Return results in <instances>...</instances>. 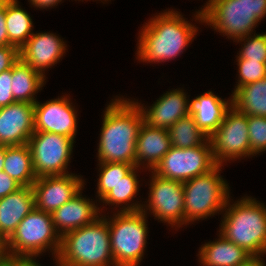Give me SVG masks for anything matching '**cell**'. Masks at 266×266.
Segmentation results:
<instances>
[{"label":"cell","mask_w":266,"mask_h":266,"mask_svg":"<svg viewBox=\"0 0 266 266\" xmlns=\"http://www.w3.org/2000/svg\"><path fill=\"white\" fill-rule=\"evenodd\" d=\"M144 122L140 106L117 97L105 108L98 145L99 163L118 162L136 166L135 148Z\"/></svg>","instance_id":"6da1fadb"},{"label":"cell","mask_w":266,"mask_h":266,"mask_svg":"<svg viewBox=\"0 0 266 266\" xmlns=\"http://www.w3.org/2000/svg\"><path fill=\"white\" fill-rule=\"evenodd\" d=\"M142 27L137 58L148 63H161L176 58L188 47L198 31V27L185 21L180 12L173 10L155 15Z\"/></svg>","instance_id":"7a4b0ae2"},{"label":"cell","mask_w":266,"mask_h":266,"mask_svg":"<svg viewBox=\"0 0 266 266\" xmlns=\"http://www.w3.org/2000/svg\"><path fill=\"white\" fill-rule=\"evenodd\" d=\"M227 199L219 233L252 256L266 254V207L256 198L243 197L230 204ZM228 207V208H227Z\"/></svg>","instance_id":"3957f363"},{"label":"cell","mask_w":266,"mask_h":266,"mask_svg":"<svg viewBox=\"0 0 266 266\" xmlns=\"http://www.w3.org/2000/svg\"><path fill=\"white\" fill-rule=\"evenodd\" d=\"M57 262L59 266H115L106 216L64 234Z\"/></svg>","instance_id":"277c9868"},{"label":"cell","mask_w":266,"mask_h":266,"mask_svg":"<svg viewBox=\"0 0 266 266\" xmlns=\"http://www.w3.org/2000/svg\"><path fill=\"white\" fill-rule=\"evenodd\" d=\"M61 236L56 232L51 213L34 208L5 241L7 257L37 258L46 249L57 259Z\"/></svg>","instance_id":"5b68a950"},{"label":"cell","mask_w":266,"mask_h":266,"mask_svg":"<svg viewBox=\"0 0 266 266\" xmlns=\"http://www.w3.org/2000/svg\"><path fill=\"white\" fill-rule=\"evenodd\" d=\"M117 212L107 219L115 266H138L147 243L146 213Z\"/></svg>","instance_id":"8992f818"},{"label":"cell","mask_w":266,"mask_h":266,"mask_svg":"<svg viewBox=\"0 0 266 266\" xmlns=\"http://www.w3.org/2000/svg\"><path fill=\"white\" fill-rule=\"evenodd\" d=\"M222 166L217 164L208 173L183 182L185 224L224 211L230 189L220 175Z\"/></svg>","instance_id":"52a82bcc"},{"label":"cell","mask_w":266,"mask_h":266,"mask_svg":"<svg viewBox=\"0 0 266 266\" xmlns=\"http://www.w3.org/2000/svg\"><path fill=\"white\" fill-rule=\"evenodd\" d=\"M206 3L194 15L196 21L207 23L232 40L250 35L258 22H261L251 13L246 0H208Z\"/></svg>","instance_id":"ba28073f"},{"label":"cell","mask_w":266,"mask_h":266,"mask_svg":"<svg viewBox=\"0 0 266 266\" xmlns=\"http://www.w3.org/2000/svg\"><path fill=\"white\" fill-rule=\"evenodd\" d=\"M216 165L208 139L196 147L182 149L171 146L153 172L170 180L185 182L208 173Z\"/></svg>","instance_id":"9c48e42d"},{"label":"cell","mask_w":266,"mask_h":266,"mask_svg":"<svg viewBox=\"0 0 266 266\" xmlns=\"http://www.w3.org/2000/svg\"><path fill=\"white\" fill-rule=\"evenodd\" d=\"M74 142L72 138L60 134L34 132L29 138L28 145L37 178L68 174L66 169Z\"/></svg>","instance_id":"30bf717a"},{"label":"cell","mask_w":266,"mask_h":266,"mask_svg":"<svg viewBox=\"0 0 266 266\" xmlns=\"http://www.w3.org/2000/svg\"><path fill=\"white\" fill-rule=\"evenodd\" d=\"M208 139L214 161L218 165L251 156L247 115L233 106L226 112L219 128Z\"/></svg>","instance_id":"8fae6325"},{"label":"cell","mask_w":266,"mask_h":266,"mask_svg":"<svg viewBox=\"0 0 266 266\" xmlns=\"http://www.w3.org/2000/svg\"><path fill=\"white\" fill-rule=\"evenodd\" d=\"M151 172L148 204H144L141 210L146 214L149 210L153 213L154 219L158 218L169 226L180 228L181 225H185L183 182L170 180Z\"/></svg>","instance_id":"7c38bea8"},{"label":"cell","mask_w":266,"mask_h":266,"mask_svg":"<svg viewBox=\"0 0 266 266\" xmlns=\"http://www.w3.org/2000/svg\"><path fill=\"white\" fill-rule=\"evenodd\" d=\"M83 187L84 180L72 173L39 177L32 185L35 208L52 213L82 191Z\"/></svg>","instance_id":"4fadbf2b"},{"label":"cell","mask_w":266,"mask_h":266,"mask_svg":"<svg viewBox=\"0 0 266 266\" xmlns=\"http://www.w3.org/2000/svg\"><path fill=\"white\" fill-rule=\"evenodd\" d=\"M67 96L34 104L35 132H52L75 139L77 112Z\"/></svg>","instance_id":"5bb4252c"},{"label":"cell","mask_w":266,"mask_h":266,"mask_svg":"<svg viewBox=\"0 0 266 266\" xmlns=\"http://www.w3.org/2000/svg\"><path fill=\"white\" fill-rule=\"evenodd\" d=\"M35 132L34 104L14 102L0 107V145L28 144Z\"/></svg>","instance_id":"9a60e30c"},{"label":"cell","mask_w":266,"mask_h":266,"mask_svg":"<svg viewBox=\"0 0 266 266\" xmlns=\"http://www.w3.org/2000/svg\"><path fill=\"white\" fill-rule=\"evenodd\" d=\"M66 47L65 42L53 33H33L20 49V58L45 76V70L63 57Z\"/></svg>","instance_id":"2e32d148"},{"label":"cell","mask_w":266,"mask_h":266,"mask_svg":"<svg viewBox=\"0 0 266 266\" xmlns=\"http://www.w3.org/2000/svg\"><path fill=\"white\" fill-rule=\"evenodd\" d=\"M136 103L142 110L144 122L154 128L168 129L179 119L189 115V98L182 89L167 91L149 108Z\"/></svg>","instance_id":"e0dca14e"},{"label":"cell","mask_w":266,"mask_h":266,"mask_svg":"<svg viewBox=\"0 0 266 266\" xmlns=\"http://www.w3.org/2000/svg\"><path fill=\"white\" fill-rule=\"evenodd\" d=\"M80 191L71 200L51 213L56 232L62 237L69 231L81 228L99 218L100 208ZM99 212V213H98Z\"/></svg>","instance_id":"ac0fdd59"},{"label":"cell","mask_w":266,"mask_h":266,"mask_svg":"<svg viewBox=\"0 0 266 266\" xmlns=\"http://www.w3.org/2000/svg\"><path fill=\"white\" fill-rule=\"evenodd\" d=\"M34 208V193L29 186L0 198V238L5 242Z\"/></svg>","instance_id":"d6986e66"},{"label":"cell","mask_w":266,"mask_h":266,"mask_svg":"<svg viewBox=\"0 0 266 266\" xmlns=\"http://www.w3.org/2000/svg\"><path fill=\"white\" fill-rule=\"evenodd\" d=\"M232 107V99H224L212 91L205 92L189 101V115L193 116L199 129L209 137L222 123L226 112Z\"/></svg>","instance_id":"ffe728a7"},{"label":"cell","mask_w":266,"mask_h":266,"mask_svg":"<svg viewBox=\"0 0 266 266\" xmlns=\"http://www.w3.org/2000/svg\"><path fill=\"white\" fill-rule=\"evenodd\" d=\"M170 148L171 141L167 129L154 128L143 122L136 141V166L141 169L140 165L143 166L147 161L146 168H149V171L154 170Z\"/></svg>","instance_id":"44dd1931"},{"label":"cell","mask_w":266,"mask_h":266,"mask_svg":"<svg viewBox=\"0 0 266 266\" xmlns=\"http://www.w3.org/2000/svg\"><path fill=\"white\" fill-rule=\"evenodd\" d=\"M199 262L203 266H238L253 256L245 249L225 239L219 233V239L200 247Z\"/></svg>","instance_id":"7402d4cb"},{"label":"cell","mask_w":266,"mask_h":266,"mask_svg":"<svg viewBox=\"0 0 266 266\" xmlns=\"http://www.w3.org/2000/svg\"><path fill=\"white\" fill-rule=\"evenodd\" d=\"M45 77L21 58L12 67V95L16 102H37L35 94L44 86Z\"/></svg>","instance_id":"603a6c76"},{"label":"cell","mask_w":266,"mask_h":266,"mask_svg":"<svg viewBox=\"0 0 266 266\" xmlns=\"http://www.w3.org/2000/svg\"><path fill=\"white\" fill-rule=\"evenodd\" d=\"M3 172L21 186L32 187L37 176L34 173L32 154L28 144L6 146Z\"/></svg>","instance_id":"cb8c5ba5"},{"label":"cell","mask_w":266,"mask_h":266,"mask_svg":"<svg viewBox=\"0 0 266 266\" xmlns=\"http://www.w3.org/2000/svg\"><path fill=\"white\" fill-rule=\"evenodd\" d=\"M232 106L242 114L266 117V77L232 92Z\"/></svg>","instance_id":"d4e9b609"},{"label":"cell","mask_w":266,"mask_h":266,"mask_svg":"<svg viewBox=\"0 0 266 266\" xmlns=\"http://www.w3.org/2000/svg\"><path fill=\"white\" fill-rule=\"evenodd\" d=\"M5 17L8 33V45L19 50L33 34V22L30 15L19 6L18 0L5 1Z\"/></svg>","instance_id":"484cf974"},{"label":"cell","mask_w":266,"mask_h":266,"mask_svg":"<svg viewBox=\"0 0 266 266\" xmlns=\"http://www.w3.org/2000/svg\"><path fill=\"white\" fill-rule=\"evenodd\" d=\"M139 167L135 166L125 177L118 181L113 189L108 192L100 201L107 205L122 206L120 212H135L142 209L143 204L137 202L130 204L137 195L139 189V181L136 172ZM136 170V171H135ZM129 203V204H128ZM127 205V206H126Z\"/></svg>","instance_id":"4316f807"},{"label":"cell","mask_w":266,"mask_h":266,"mask_svg":"<svg viewBox=\"0 0 266 266\" xmlns=\"http://www.w3.org/2000/svg\"><path fill=\"white\" fill-rule=\"evenodd\" d=\"M167 130L171 146L182 149L203 145L209 138L199 129L195 119L190 115L179 119Z\"/></svg>","instance_id":"83f0119b"},{"label":"cell","mask_w":266,"mask_h":266,"mask_svg":"<svg viewBox=\"0 0 266 266\" xmlns=\"http://www.w3.org/2000/svg\"><path fill=\"white\" fill-rule=\"evenodd\" d=\"M97 197L102 199L108 192L113 189V186L125 177L135 166L128 163L105 162L99 163Z\"/></svg>","instance_id":"f1b7e54d"},{"label":"cell","mask_w":266,"mask_h":266,"mask_svg":"<svg viewBox=\"0 0 266 266\" xmlns=\"http://www.w3.org/2000/svg\"><path fill=\"white\" fill-rule=\"evenodd\" d=\"M247 35L243 38L235 40L243 42V47L239 51V58L246 60H254L261 63H266V36L265 34Z\"/></svg>","instance_id":"f546056e"},{"label":"cell","mask_w":266,"mask_h":266,"mask_svg":"<svg viewBox=\"0 0 266 266\" xmlns=\"http://www.w3.org/2000/svg\"><path fill=\"white\" fill-rule=\"evenodd\" d=\"M251 155L266 151V117L247 115Z\"/></svg>","instance_id":"4dcf8cb0"},{"label":"cell","mask_w":266,"mask_h":266,"mask_svg":"<svg viewBox=\"0 0 266 266\" xmlns=\"http://www.w3.org/2000/svg\"><path fill=\"white\" fill-rule=\"evenodd\" d=\"M238 68V84L234 91L244 85L259 81L266 77V63L257 62L254 60H246L237 57Z\"/></svg>","instance_id":"1f68e13d"},{"label":"cell","mask_w":266,"mask_h":266,"mask_svg":"<svg viewBox=\"0 0 266 266\" xmlns=\"http://www.w3.org/2000/svg\"><path fill=\"white\" fill-rule=\"evenodd\" d=\"M12 68L0 73V107L16 102L12 95Z\"/></svg>","instance_id":"d6a6232c"},{"label":"cell","mask_w":266,"mask_h":266,"mask_svg":"<svg viewBox=\"0 0 266 266\" xmlns=\"http://www.w3.org/2000/svg\"><path fill=\"white\" fill-rule=\"evenodd\" d=\"M20 59V50L13 45L0 46V73L11 69Z\"/></svg>","instance_id":"836d02e7"},{"label":"cell","mask_w":266,"mask_h":266,"mask_svg":"<svg viewBox=\"0 0 266 266\" xmlns=\"http://www.w3.org/2000/svg\"><path fill=\"white\" fill-rule=\"evenodd\" d=\"M22 186L8 176L5 172H0V198H3L10 193L17 191Z\"/></svg>","instance_id":"e575fe53"},{"label":"cell","mask_w":266,"mask_h":266,"mask_svg":"<svg viewBox=\"0 0 266 266\" xmlns=\"http://www.w3.org/2000/svg\"><path fill=\"white\" fill-rule=\"evenodd\" d=\"M246 5L252 14L260 21L266 16V0H246Z\"/></svg>","instance_id":"d590c367"},{"label":"cell","mask_w":266,"mask_h":266,"mask_svg":"<svg viewBox=\"0 0 266 266\" xmlns=\"http://www.w3.org/2000/svg\"><path fill=\"white\" fill-rule=\"evenodd\" d=\"M8 45V33L6 27V17H5V2L0 6V46Z\"/></svg>","instance_id":"8d00e7d4"},{"label":"cell","mask_w":266,"mask_h":266,"mask_svg":"<svg viewBox=\"0 0 266 266\" xmlns=\"http://www.w3.org/2000/svg\"><path fill=\"white\" fill-rule=\"evenodd\" d=\"M62 0H29V2L31 3V5H33V7L36 8H40V9H46L48 7H53L58 5V3H60Z\"/></svg>","instance_id":"74e56055"},{"label":"cell","mask_w":266,"mask_h":266,"mask_svg":"<svg viewBox=\"0 0 266 266\" xmlns=\"http://www.w3.org/2000/svg\"><path fill=\"white\" fill-rule=\"evenodd\" d=\"M36 259L33 258H14V266H41L39 263L35 261ZM56 265L59 266L57 259Z\"/></svg>","instance_id":"f35d334b"},{"label":"cell","mask_w":266,"mask_h":266,"mask_svg":"<svg viewBox=\"0 0 266 266\" xmlns=\"http://www.w3.org/2000/svg\"><path fill=\"white\" fill-rule=\"evenodd\" d=\"M264 259L261 256H253L246 263L238 265V266H265Z\"/></svg>","instance_id":"ab89813d"},{"label":"cell","mask_w":266,"mask_h":266,"mask_svg":"<svg viewBox=\"0 0 266 266\" xmlns=\"http://www.w3.org/2000/svg\"><path fill=\"white\" fill-rule=\"evenodd\" d=\"M5 145H0V172L3 171L4 161H5Z\"/></svg>","instance_id":"60d3db41"},{"label":"cell","mask_w":266,"mask_h":266,"mask_svg":"<svg viewBox=\"0 0 266 266\" xmlns=\"http://www.w3.org/2000/svg\"><path fill=\"white\" fill-rule=\"evenodd\" d=\"M6 257L5 242L0 238V262Z\"/></svg>","instance_id":"b9f144b4"},{"label":"cell","mask_w":266,"mask_h":266,"mask_svg":"<svg viewBox=\"0 0 266 266\" xmlns=\"http://www.w3.org/2000/svg\"><path fill=\"white\" fill-rule=\"evenodd\" d=\"M0 266H14V258L6 257L0 262Z\"/></svg>","instance_id":"7bdbcfd3"},{"label":"cell","mask_w":266,"mask_h":266,"mask_svg":"<svg viewBox=\"0 0 266 266\" xmlns=\"http://www.w3.org/2000/svg\"><path fill=\"white\" fill-rule=\"evenodd\" d=\"M6 0H0V6H2L4 4Z\"/></svg>","instance_id":"ee69618b"}]
</instances>
